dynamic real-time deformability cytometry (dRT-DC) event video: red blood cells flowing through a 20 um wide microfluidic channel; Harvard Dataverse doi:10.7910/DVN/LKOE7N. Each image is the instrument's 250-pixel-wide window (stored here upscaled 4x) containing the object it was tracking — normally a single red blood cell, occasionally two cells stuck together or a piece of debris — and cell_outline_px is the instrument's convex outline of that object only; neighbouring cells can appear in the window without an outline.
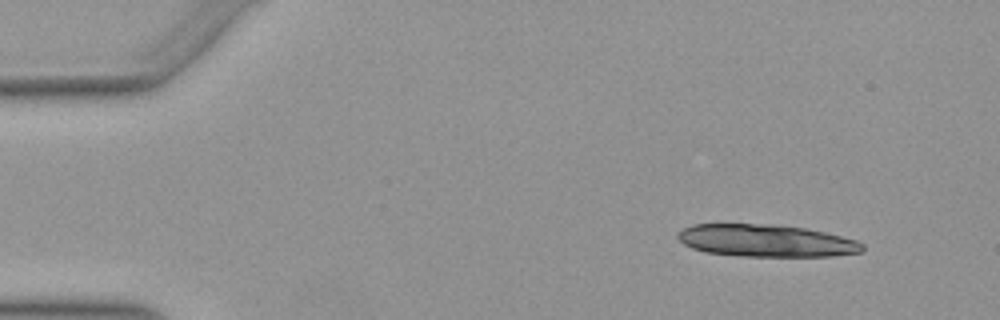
{"species": "Egyptian fruit bat (a non-hibernating species)", "species_latin": "Rousettus aegyptiacus", "temperature_condition": "warm", "stored_images_in_passage": 11, "camera_frame_rate_fps": 3000, "um_per_image_px": 0.085, "animal": {"sex": "female"}, "frame": {"image": 1, "passage_image": 1, "time_ms": 0.0, "image_size_px": [1000, 320], "cell_outline_px": [[864, 248], [860, 252], [832, 256], [740, 256], [704, 252], [692, 248], [684, 244], [676, 236], [684, 228], [692, 224], [772, 224], [804, 228], [824, 232], [856, 240], [864, 244]], "centroid_in_image_um": [65.1, 20.46], "position_along_channel_um": 19.9, "area_um2": 34.62}}